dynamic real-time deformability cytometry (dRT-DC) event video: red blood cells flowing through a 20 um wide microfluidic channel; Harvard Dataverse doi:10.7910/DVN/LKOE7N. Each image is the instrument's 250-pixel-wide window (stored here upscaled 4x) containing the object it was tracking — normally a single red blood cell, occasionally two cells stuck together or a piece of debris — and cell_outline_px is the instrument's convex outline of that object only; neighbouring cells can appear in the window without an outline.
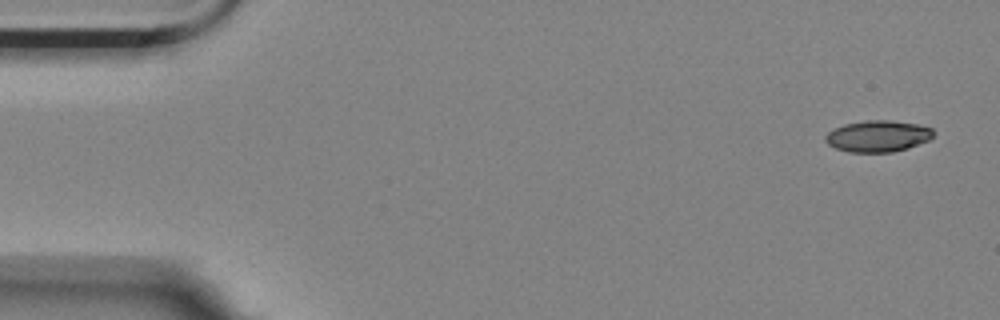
{"species": "Egyptian fruit bat (a non-hibernating species)", "species_latin": "Rousettus aegyptiacus", "temperature_condition": "room temperature", "stored_images_in_passage": 4, "camera_frame_rate_fps": 3000, "um_per_image_px": 0.085, "animal": {"sex": "female"}, "frame": {"image": 1, "passage_image": 1, "time_ms": 0.0, "image_size_px": [1000, 320], "cell_outline_px": [[932, 136], [928, 140], [908, 148], [892, 152], [848, 152], [836, 148], [828, 144], [824, 140], [824, 136], [828, 132], [844, 124], [864, 120], [892, 120], [916, 124], [932, 128]], "centroid_in_image_um": [74.58, 11.57], "position_along_channel_um": 10.4, "area_um2": 19.71}}